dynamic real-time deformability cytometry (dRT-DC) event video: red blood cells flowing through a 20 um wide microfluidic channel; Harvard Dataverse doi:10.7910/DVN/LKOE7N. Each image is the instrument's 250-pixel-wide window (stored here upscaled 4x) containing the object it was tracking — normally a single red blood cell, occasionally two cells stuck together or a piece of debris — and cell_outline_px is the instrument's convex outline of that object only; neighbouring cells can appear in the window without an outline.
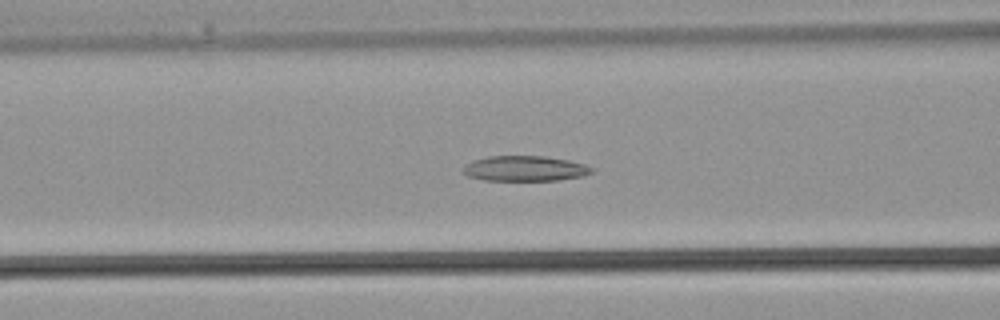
{"species": "common noctule bat (a hibernating species)", "species_latin": "Nyctalus noctula", "temperature_condition": "warm", "stored_images_in_passage": 36, "camera_frame_rate_fps": 3000, "um_per_image_px": 0.085, "animal": {"sex": "male", "body_mass_g": 21.5, "forearm_length_mm": 52.0}, "frame": {"image": 1, "passage_image": 14, "time_ms": 4.333, "image_size_px": [1000, 320], "cell_outline_px": [[596, 168], [592, 172], [584, 176], [560, 180], [484, 180], [468, 176], [460, 172], [468, 164], [476, 160], [488, 156], [544, 156], [568, 160], [584, 164]], "centroid_in_image_um": [44.66, 14.33], "position_along_channel_um": 121.9, "area_um2": 18.9}}
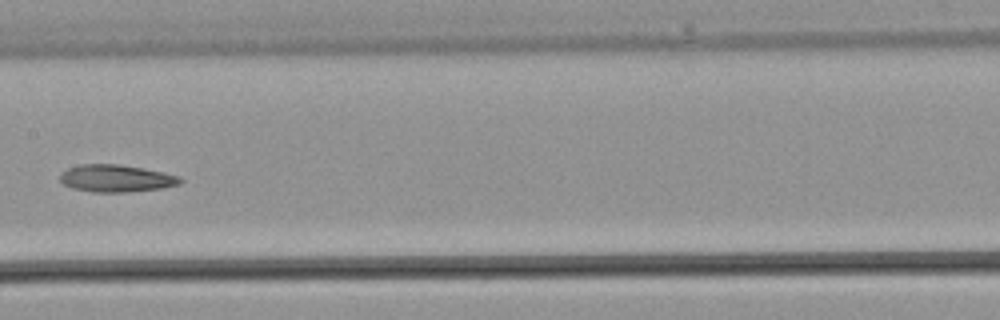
{"frame": {"image": 2, "passage_image": 18, "time_ms": 5.667, "image_size_px": [1000, 320], "cell_outline_px": [[184, 180], [180, 184], [164, 188], [124, 192], [96, 192], [72, 188], [64, 184], [60, 180], [60, 176], [68, 168], [80, 164], [116, 164], [164, 172], [180, 176]], "centroid_in_image_um": [9.92, 15.16], "position_along_channel_um": 197.5, "area_um2": 18.96}}
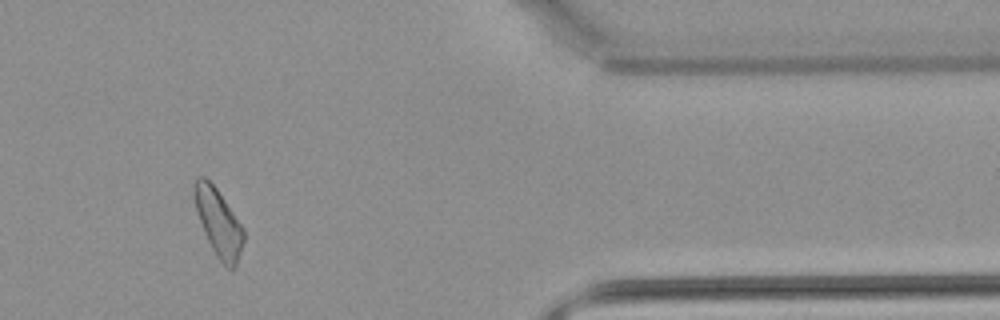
{"frame": {"image": 3, "passage_image": 30, "time_ms": 9.667, "image_size_px": [1000, 320], "cell_outline_px": [[244, 240], [236, 268], [232, 272], [216, 256], [204, 232], [196, 212], [192, 188], [196, 176], [204, 176], [216, 188], [244, 228]], "centroid_in_image_um": [18.56, 18.92], "position_along_channel_um": 392.8, "area_um2": 19.48}}